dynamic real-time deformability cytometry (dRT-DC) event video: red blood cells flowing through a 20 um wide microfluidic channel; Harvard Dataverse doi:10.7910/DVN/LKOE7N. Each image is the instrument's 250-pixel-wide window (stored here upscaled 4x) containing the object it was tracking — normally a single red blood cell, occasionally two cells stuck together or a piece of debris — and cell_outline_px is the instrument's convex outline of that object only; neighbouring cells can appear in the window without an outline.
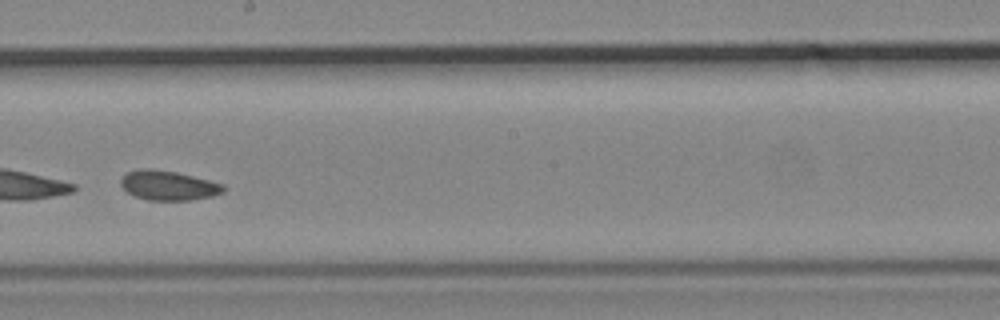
{"species": "common noctule bat (a hibernating species)", "species_latin": "Nyctalus noctula", "temperature_condition": "cold", "stored_images_in_passage": 37, "camera_frame_rate_fps": 3000, "um_per_image_px": 0.085, "animal": {"sex": "male", "body_mass_g": 19.2, "forearm_length_mm": 51.8}, "frame": {"image": 1, "passage_image": 16, "time_ms": 5.0, "image_size_px": [1000, 320], "cell_outline_px": [[224, 192], [212, 196], [192, 200], [148, 200], [132, 196], [120, 184], [120, 180], [128, 172], [140, 168], [148, 168], [176, 172], [224, 184]], "centroid_in_image_um": [14.3, 15.77], "position_along_channel_um": 233.9, "area_um2": 17.63}}
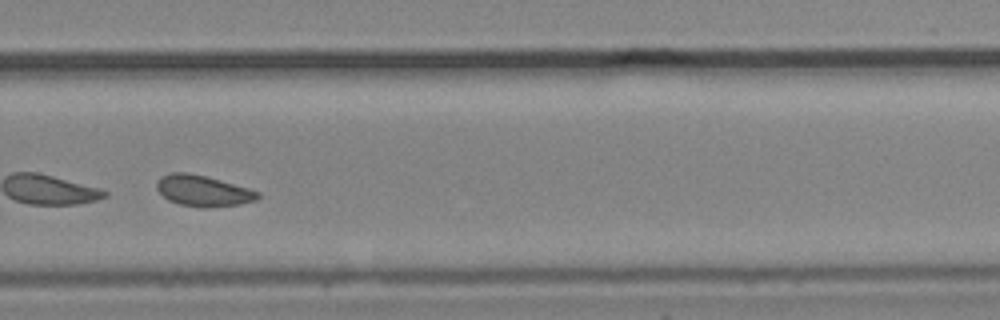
{"frame": {"image": 2, "passage_image": 22, "time_ms": 7.0, "image_size_px": [1000, 320], "cell_outline_px": [[260, 196], [256, 200], [240, 204], [208, 208], [204, 208], [180, 204], [168, 200], [156, 188], [156, 180], [160, 176], [172, 172], [188, 172], [220, 180], [248, 188], [260, 192]], "centroid_in_image_um": [17.24, 16.22], "position_along_channel_um": 312.6, "area_um2": 18.26}}